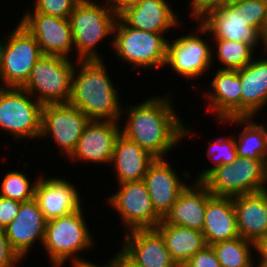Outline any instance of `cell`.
Returning <instances> with one entry per match:
<instances>
[{
    "label": "cell",
    "instance_id": "obj_11",
    "mask_svg": "<svg viewBox=\"0 0 267 267\" xmlns=\"http://www.w3.org/2000/svg\"><path fill=\"white\" fill-rule=\"evenodd\" d=\"M199 20L198 33H212L214 39L246 42L253 48L261 39L260 32L244 21L243 0H233L225 6L209 10Z\"/></svg>",
    "mask_w": 267,
    "mask_h": 267
},
{
    "label": "cell",
    "instance_id": "obj_37",
    "mask_svg": "<svg viewBox=\"0 0 267 267\" xmlns=\"http://www.w3.org/2000/svg\"><path fill=\"white\" fill-rule=\"evenodd\" d=\"M20 202L0 196V229L14 220L20 209Z\"/></svg>",
    "mask_w": 267,
    "mask_h": 267
},
{
    "label": "cell",
    "instance_id": "obj_44",
    "mask_svg": "<svg viewBox=\"0 0 267 267\" xmlns=\"http://www.w3.org/2000/svg\"><path fill=\"white\" fill-rule=\"evenodd\" d=\"M141 0H124V9H126L129 6L135 5L139 3Z\"/></svg>",
    "mask_w": 267,
    "mask_h": 267
},
{
    "label": "cell",
    "instance_id": "obj_14",
    "mask_svg": "<svg viewBox=\"0 0 267 267\" xmlns=\"http://www.w3.org/2000/svg\"><path fill=\"white\" fill-rule=\"evenodd\" d=\"M125 234L119 252L135 267H178L155 228L134 229Z\"/></svg>",
    "mask_w": 267,
    "mask_h": 267
},
{
    "label": "cell",
    "instance_id": "obj_3",
    "mask_svg": "<svg viewBox=\"0 0 267 267\" xmlns=\"http://www.w3.org/2000/svg\"><path fill=\"white\" fill-rule=\"evenodd\" d=\"M118 14L92 0H80L69 16L79 60L101 59L96 44L113 34Z\"/></svg>",
    "mask_w": 267,
    "mask_h": 267
},
{
    "label": "cell",
    "instance_id": "obj_38",
    "mask_svg": "<svg viewBox=\"0 0 267 267\" xmlns=\"http://www.w3.org/2000/svg\"><path fill=\"white\" fill-rule=\"evenodd\" d=\"M233 0H191L192 17L199 20L209 10L217 8L219 6H225L231 3Z\"/></svg>",
    "mask_w": 267,
    "mask_h": 267
},
{
    "label": "cell",
    "instance_id": "obj_31",
    "mask_svg": "<svg viewBox=\"0 0 267 267\" xmlns=\"http://www.w3.org/2000/svg\"><path fill=\"white\" fill-rule=\"evenodd\" d=\"M1 182L0 196L2 197L18 201L20 203L35 198L37 181L31 185L26 175L19 171L7 172Z\"/></svg>",
    "mask_w": 267,
    "mask_h": 267
},
{
    "label": "cell",
    "instance_id": "obj_46",
    "mask_svg": "<svg viewBox=\"0 0 267 267\" xmlns=\"http://www.w3.org/2000/svg\"><path fill=\"white\" fill-rule=\"evenodd\" d=\"M253 263H254V262H252L248 267H254ZM256 267H257V266H256Z\"/></svg>",
    "mask_w": 267,
    "mask_h": 267
},
{
    "label": "cell",
    "instance_id": "obj_29",
    "mask_svg": "<svg viewBox=\"0 0 267 267\" xmlns=\"http://www.w3.org/2000/svg\"><path fill=\"white\" fill-rule=\"evenodd\" d=\"M210 246L213 248L221 267H248L253 261L251 248L255 247V244L240 236Z\"/></svg>",
    "mask_w": 267,
    "mask_h": 267
},
{
    "label": "cell",
    "instance_id": "obj_39",
    "mask_svg": "<svg viewBox=\"0 0 267 267\" xmlns=\"http://www.w3.org/2000/svg\"><path fill=\"white\" fill-rule=\"evenodd\" d=\"M253 249L257 250V252L261 256L259 262L267 263V235L264 238L260 239L255 244V247Z\"/></svg>",
    "mask_w": 267,
    "mask_h": 267
},
{
    "label": "cell",
    "instance_id": "obj_34",
    "mask_svg": "<svg viewBox=\"0 0 267 267\" xmlns=\"http://www.w3.org/2000/svg\"><path fill=\"white\" fill-rule=\"evenodd\" d=\"M243 16L248 26L261 32L267 16V1L243 0Z\"/></svg>",
    "mask_w": 267,
    "mask_h": 267
},
{
    "label": "cell",
    "instance_id": "obj_30",
    "mask_svg": "<svg viewBox=\"0 0 267 267\" xmlns=\"http://www.w3.org/2000/svg\"><path fill=\"white\" fill-rule=\"evenodd\" d=\"M217 45V58L224 65L225 70H239L252 61L253 47L240 41H228L225 39H214ZM226 66V67H225Z\"/></svg>",
    "mask_w": 267,
    "mask_h": 267
},
{
    "label": "cell",
    "instance_id": "obj_19",
    "mask_svg": "<svg viewBox=\"0 0 267 267\" xmlns=\"http://www.w3.org/2000/svg\"><path fill=\"white\" fill-rule=\"evenodd\" d=\"M76 187L65 179L40 176L35 188V199L47 221L68 215L81 205Z\"/></svg>",
    "mask_w": 267,
    "mask_h": 267
},
{
    "label": "cell",
    "instance_id": "obj_25",
    "mask_svg": "<svg viewBox=\"0 0 267 267\" xmlns=\"http://www.w3.org/2000/svg\"><path fill=\"white\" fill-rule=\"evenodd\" d=\"M156 158L136 142L120 134L115 142L111 165L117 173L119 184L143 180L149 165Z\"/></svg>",
    "mask_w": 267,
    "mask_h": 267
},
{
    "label": "cell",
    "instance_id": "obj_43",
    "mask_svg": "<svg viewBox=\"0 0 267 267\" xmlns=\"http://www.w3.org/2000/svg\"><path fill=\"white\" fill-rule=\"evenodd\" d=\"M261 40L263 42V45L265 47V50L267 51V16L264 23V26L260 32Z\"/></svg>",
    "mask_w": 267,
    "mask_h": 267
},
{
    "label": "cell",
    "instance_id": "obj_4",
    "mask_svg": "<svg viewBox=\"0 0 267 267\" xmlns=\"http://www.w3.org/2000/svg\"><path fill=\"white\" fill-rule=\"evenodd\" d=\"M83 217L82 207H80L68 215L47 221L42 246L54 267L62 266L70 258L72 265L86 262L76 256L93 243Z\"/></svg>",
    "mask_w": 267,
    "mask_h": 267
},
{
    "label": "cell",
    "instance_id": "obj_7",
    "mask_svg": "<svg viewBox=\"0 0 267 267\" xmlns=\"http://www.w3.org/2000/svg\"><path fill=\"white\" fill-rule=\"evenodd\" d=\"M113 35L114 39L111 45L117 55L122 60L132 64L134 69L136 67L140 69V67L158 68L165 66L168 40L162 34L129 27L118 16Z\"/></svg>",
    "mask_w": 267,
    "mask_h": 267
},
{
    "label": "cell",
    "instance_id": "obj_40",
    "mask_svg": "<svg viewBox=\"0 0 267 267\" xmlns=\"http://www.w3.org/2000/svg\"><path fill=\"white\" fill-rule=\"evenodd\" d=\"M106 3L108 4L104 5L115 11L118 15L124 10V0H106Z\"/></svg>",
    "mask_w": 267,
    "mask_h": 267
},
{
    "label": "cell",
    "instance_id": "obj_17",
    "mask_svg": "<svg viewBox=\"0 0 267 267\" xmlns=\"http://www.w3.org/2000/svg\"><path fill=\"white\" fill-rule=\"evenodd\" d=\"M46 225L47 220L34 198L21 202L19 212L4 232L12 249L24 259L35 240L39 239L43 244Z\"/></svg>",
    "mask_w": 267,
    "mask_h": 267
},
{
    "label": "cell",
    "instance_id": "obj_28",
    "mask_svg": "<svg viewBox=\"0 0 267 267\" xmlns=\"http://www.w3.org/2000/svg\"><path fill=\"white\" fill-rule=\"evenodd\" d=\"M246 124L244 130L235 140L237 155L255 160L267 161V128L264 124L252 122L251 117H233L222 122Z\"/></svg>",
    "mask_w": 267,
    "mask_h": 267
},
{
    "label": "cell",
    "instance_id": "obj_32",
    "mask_svg": "<svg viewBox=\"0 0 267 267\" xmlns=\"http://www.w3.org/2000/svg\"><path fill=\"white\" fill-rule=\"evenodd\" d=\"M209 143L211 145H209L207 154L215 166L212 168L210 167L207 170H203V172L199 174L197 181H202L214 168L224 164H230L238 157L235 139L228 137L225 139L224 137L220 139L218 138L213 142L209 141Z\"/></svg>",
    "mask_w": 267,
    "mask_h": 267
},
{
    "label": "cell",
    "instance_id": "obj_20",
    "mask_svg": "<svg viewBox=\"0 0 267 267\" xmlns=\"http://www.w3.org/2000/svg\"><path fill=\"white\" fill-rule=\"evenodd\" d=\"M239 236L256 244L267 235V190L233 197Z\"/></svg>",
    "mask_w": 267,
    "mask_h": 267
},
{
    "label": "cell",
    "instance_id": "obj_15",
    "mask_svg": "<svg viewBox=\"0 0 267 267\" xmlns=\"http://www.w3.org/2000/svg\"><path fill=\"white\" fill-rule=\"evenodd\" d=\"M212 50L207 42L197 35H186L167 44L166 65L178 75L188 79L198 78L212 63Z\"/></svg>",
    "mask_w": 267,
    "mask_h": 267
},
{
    "label": "cell",
    "instance_id": "obj_1",
    "mask_svg": "<svg viewBox=\"0 0 267 267\" xmlns=\"http://www.w3.org/2000/svg\"><path fill=\"white\" fill-rule=\"evenodd\" d=\"M172 107L168 98L160 97L131 106L121 134L155 158H164L165 153L190 133Z\"/></svg>",
    "mask_w": 267,
    "mask_h": 267
},
{
    "label": "cell",
    "instance_id": "obj_12",
    "mask_svg": "<svg viewBox=\"0 0 267 267\" xmlns=\"http://www.w3.org/2000/svg\"><path fill=\"white\" fill-rule=\"evenodd\" d=\"M89 121L86 115L69 103L44 104L41 136H51L62 152L70 156Z\"/></svg>",
    "mask_w": 267,
    "mask_h": 267
},
{
    "label": "cell",
    "instance_id": "obj_21",
    "mask_svg": "<svg viewBox=\"0 0 267 267\" xmlns=\"http://www.w3.org/2000/svg\"><path fill=\"white\" fill-rule=\"evenodd\" d=\"M212 196L207 186L202 181L196 180L193 186L187 185L181 192L170 211L162 220L167 224L202 231L206 202Z\"/></svg>",
    "mask_w": 267,
    "mask_h": 267
},
{
    "label": "cell",
    "instance_id": "obj_27",
    "mask_svg": "<svg viewBox=\"0 0 267 267\" xmlns=\"http://www.w3.org/2000/svg\"><path fill=\"white\" fill-rule=\"evenodd\" d=\"M177 265H184L194 254L203 250L207 243L202 231L167 224L163 220L155 227Z\"/></svg>",
    "mask_w": 267,
    "mask_h": 267
},
{
    "label": "cell",
    "instance_id": "obj_41",
    "mask_svg": "<svg viewBox=\"0 0 267 267\" xmlns=\"http://www.w3.org/2000/svg\"><path fill=\"white\" fill-rule=\"evenodd\" d=\"M119 254V255H118ZM115 267H135L120 252L115 255Z\"/></svg>",
    "mask_w": 267,
    "mask_h": 267
},
{
    "label": "cell",
    "instance_id": "obj_26",
    "mask_svg": "<svg viewBox=\"0 0 267 267\" xmlns=\"http://www.w3.org/2000/svg\"><path fill=\"white\" fill-rule=\"evenodd\" d=\"M241 82V117H254L267 104V59H252L238 70Z\"/></svg>",
    "mask_w": 267,
    "mask_h": 267
},
{
    "label": "cell",
    "instance_id": "obj_8",
    "mask_svg": "<svg viewBox=\"0 0 267 267\" xmlns=\"http://www.w3.org/2000/svg\"><path fill=\"white\" fill-rule=\"evenodd\" d=\"M8 38L6 42L0 40V81L5 87H22L43 53L20 23Z\"/></svg>",
    "mask_w": 267,
    "mask_h": 267
},
{
    "label": "cell",
    "instance_id": "obj_24",
    "mask_svg": "<svg viewBox=\"0 0 267 267\" xmlns=\"http://www.w3.org/2000/svg\"><path fill=\"white\" fill-rule=\"evenodd\" d=\"M202 233L208 246L239 237L233 197L213 195L206 202Z\"/></svg>",
    "mask_w": 267,
    "mask_h": 267
},
{
    "label": "cell",
    "instance_id": "obj_33",
    "mask_svg": "<svg viewBox=\"0 0 267 267\" xmlns=\"http://www.w3.org/2000/svg\"><path fill=\"white\" fill-rule=\"evenodd\" d=\"M34 11L69 19L74 7L80 0H35Z\"/></svg>",
    "mask_w": 267,
    "mask_h": 267
},
{
    "label": "cell",
    "instance_id": "obj_42",
    "mask_svg": "<svg viewBox=\"0 0 267 267\" xmlns=\"http://www.w3.org/2000/svg\"><path fill=\"white\" fill-rule=\"evenodd\" d=\"M72 267H103V266H98L96 264H93L89 261L86 262H80L77 264L72 265ZM104 267H115V257H113L110 262H108V264H106V266Z\"/></svg>",
    "mask_w": 267,
    "mask_h": 267
},
{
    "label": "cell",
    "instance_id": "obj_13",
    "mask_svg": "<svg viewBox=\"0 0 267 267\" xmlns=\"http://www.w3.org/2000/svg\"><path fill=\"white\" fill-rule=\"evenodd\" d=\"M19 23L35 38L43 55L68 58L74 47L69 19L27 11Z\"/></svg>",
    "mask_w": 267,
    "mask_h": 267
},
{
    "label": "cell",
    "instance_id": "obj_10",
    "mask_svg": "<svg viewBox=\"0 0 267 267\" xmlns=\"http://www.w3.org/2000/svg\"><path fill=\"white\" fill-rule=\"evenodd\" d=\"M120 190L109 197V204L120 213L124 227L134 229L155 228L162 218L153 208L143 180L119 184Z\"/></svg>",
    "mask_w": 267,
    "mask_h": 267
},
{
    "label": "cell",
    "instance_id": "obj_6",
    "mask_svg": "<svg viewBox=\"0 0 267 267\" xmlns=\"http://www.w3.org/2000/svg\"><path fill=\"white\" fill-rule=\"evenodd\" d=\"M74 69L75 65L70 58L43 55L35 63L22 88L32 96L36 93L35 98L42 105L68 103L71 97Z\"/></svg>",
    "mask_w": 267,
    "mask_h": 267
},
{
    "label": "cell",
    "instance_id": "obj_45",
    "mask_svg": "<svg viewBox=\"0 0 267 267\" xmlns=\"http://www.w3.org/2000/svg\"><path fill=\"white\" fill-rule=\"evenodd\" d=\"M257 267H267V263H258Z\"/></svg>",
    "mask_w": 267,
    "mask_h": 267
},
{
    "label": "cell",
    "instance_id": "obj_36",
    "mask_svg": "<svg viewBox=\"0 0 267 267\" xmlns=\"http://www.w3.org/2000/svg\"><path fill=\"white\" fill-rule=\"evenodd\" d=\"M22 261L18 254L12 249L4 229H0V267H15L16 262Z\"/></svg>",
    "mask_w": 267,
    "mask_h": 267
},
{
    "label": "cell",
    "instance_id": "obj_16",
    "mask_svg": "<svg viewBox=\"0 0 267 267\" xmlns=\"http://www.w3.org/2000/svg\"><path fill=\"white\" fill-rule=\"evenodd\" d=\"M119 128L115 121L90 120L69 158L92 163H111L116 139L121 134Z\"/></svg>",
    "mask_w": 267,
    "mask_h": 267
},
{
    "label": "cell",
    "instance_id": "obj_22",
    "mask_svg": "<svg viewBox=\"0 0 267 267\" xmlns=\"http://www.w3.org/2000/svg\"><path fill=\"white\" fill-rule=\"evenodd\" d=\"M165 0H141L118 16L134 29L163 34L178 25L177 15Z\"/></svg>",
    "mask_w": 267,
    "mask_h": 267
},
{
    "label": "cell",
    "instance_id": "obj_9",
    "mask_svg": "<svg viewBox=\"0 0 267 267\" xmlns=\"http://www.w3.org/2000/svg\"><path fill=\"white\" fill-rule=\"evenodd\" d=\"M42 104L22 87L0 86V128L16 138L41 137Z\"/></svg>",
    "mask_w": 267,
    "mask_h": 267
},
{
    "label": "cell",
    "instance_id": "obj_2",
    "mask_svg": "<svg viewBox=\"0 0 267 267\" xmlns=\"http://www.w3.org/2000/svg\"><path fill=\"white\" fill-rule=\"evenodd\" d=\"M80 70L73 71L69 104L89 120L119 122L122 109L102 59L78 60Z\"/></svg>",
    "mask_w": 267,
    "mask_h": 267
},
{
    "label": "cell",
    "instance_id": "obj_23",
    "mask_svg": "<svg viewBox=\"0 0 267 267\" xmlns=\"http://www.w3.org/2000/svg\"><path fill=\"white\" fill-rule=\"evenodd\" d=\"M212 92L206 93L210 109L215 111L219 122L241 117V82L238 70L218 69L210 84Z\"/></svg>",
    "mask_w": 267,
    "mask_h": 267
},
{
    "label": "cell",
    "instance_id": "obj_5",
    "mask_svg": "<svg viewBox=\"0 0 267 267\" xmlns=\"http://www.w3.org/2000/svg\"><path fill=\"white\" fill-rule=\"evenodd\" d=\"M202 182L214 196L234 197L267 190V161L237 157L214 168Z\"/></svg>",
    "mask_w": 267,
    "mask_h": 267
},
{
    "label": "cell",
    "instance_id": "obj_18",
    "mask_svg": "<svg viewBox=\"0 0 267 267\" xmlns=\"http://www.w3.org/2000/svg\"><path fill=\"white\" fill-rule=\"evenodd\" d=\"M143 181L150 194L153 208L162 219L187 187L164 158H156L149 165Z\"/></svg>",
    "mask_w": 267,
    "mask_h": 267
},
{
    "label": "cell",
    "instance_id": "obj_35",
    "mask_svg": "<svg viewBox=\"0 0 267 267\" xmlns=\"http://www.w3.org/2000/svg\"><path fill=\"white\" fill-rule=\"evenodd\" d=\"M184 265L186 267H221L213 248L208 245L194 254Z\"/></svg>",
    "mask_w": 267,
    "mask_h": 267
}]
</instances>
